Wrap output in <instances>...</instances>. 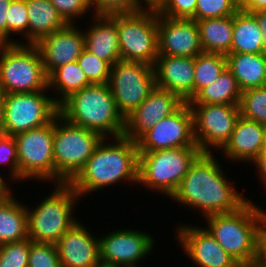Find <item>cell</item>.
<instances>
[{"label":"cell","instance_id":"1","mask_svg":"<svg viewBox=\"0 0 266 267\" xmlns=\"http://www.w3.org/2000/svg\"><path fill=\"white\" fill-rule=\"evenodd\" d=\"M217 157L214 153H201L169 200L201 213L202 218L242 207L249 198L236 189L235 182L226 175L229 170L223 168Z\"/></svg>","mask_w":266,"mask_h":267},{"label":"cell","instance_id":"2","mask_svg":"<svg viewBox=\"0 0 266 267\" xmlns=\"http://www.w3.org/2000/svg\"><path fill=\"white\" fill-rule=\"evenodd\" d=\"M110 139V140H109ZM113 139V140H112ZM112 140V141H111ZM111 141V143H110ZM138 144L125 136L104 138L92 156L68 183L82 200L103 189L122 185L138 184Z\"/></svg>","mask_w":266,"mask_h":267},{"label":"cell","instance_id":"3","mask_svg":"<svg viewBox=\"0 0 266 267\" xmlns=\"http://www.w3.org/2000/svg\"><path fill=\"white\" fill-rule=\"evenodd\" d=\"M59 114L103 138L120 137L124 133L125 118L118 111L108 84H91L72 93L59 105Z\"/></svg>","mask_w":266,"mask_h":267},{"label":"cell","instance_id":"4","mask_svg":"<svg viewBox=\"0 0 266 267\" xmlns=\"http://www.w3.org/2000/svg\"><path fill=\"white\" fill-rule=\"evenodd\" d=\"M52 186L54 190L34 206L26 204L28 238L35 243L56 244L81 219L74 214L77 203L81 202L75 190L68 183Z\"/></svg>","mask_w":266,"mask_h":267},{"label":"cell","instance_id":"5","mask_svg":"<svg viewBox=\"0 0 266 267\" xmlns=\"http://www.w3.org/2000/svg\"><path fill=\"white\" fill-rule=\"evenodd\" d=\"M256 203L249 199L234 212L203 218L204 227L239 265L259 256V212Z\"/></svg>","mask_w":266,"mask_h":267},{"label":"cell","instance_id":"6","mask_svg":"<svg viewBox=\"0 0 266 267\" xmlns=\"http://www.w3.org/2000/svg\"><path fill=\"white\" fill-rule=\"evenodd\" d=\"M199 147H181L139 152L138 184L144 191L164 194L169 199L196 158Z\"/></svg>","mask_w":266,"mask_h":267},{"label":"cell","instance_id":"7","mask_svg":"<svg viewBox=\"0 0 266 267\" xmlns=\"http://www.w3.org/2000/svg\"><path fill=\"white\" fill-rule=\"evenodd\" d=\"M103 139L99 133L72 124L58 114L54 118V184L69 183Z\"/></svg>","mask_w":266,"mask_h":267},{"label":"cell","instance_id":"8","mask_svg":"<svg viewBox=\"0 0 266 267\" xmlns=\"http://www.w3.org/2000/svg\"><path fill=\"white\" fill-rule=\"evenodd\" d=\"M42 90H48V77L38 48L31 44H0V92Z\"/></svg>","mask_w":266,"mask_h":267},{"label":"cell","instance_id":"9","mask_svg":"<svg viewBox=\"0 0 266 267\" xmlns=\"http://www.w3.org/2000/svg\"><path fill=\"white\" fill-rule=\"evenodd\" d=\"M121 60L153 66L158 57L157 10L117 14Z\"/></svg>","mask_w":266,"mask_h":267},{"label":"cell","instance_id":"10","mask_svg":"<svg viewBox=\"0 0 266 267\" xmlns=\"http://www.w3.org/2000/svg\"><path fill=\"white\" fill-rule=\"evenodd\" d=\"M18 151L19 181L54 184V119L42 127L14 136Z\"/></svg>","mask_w":266,"mask_h":267},{"label":"cell","instance_id":"11","mask_svg":"<svg viewBox=\"0 0 266 267\" xmlns=\"http://www.w3.org/2000/svg\"><path fill=\"white\" fill-rule=\"evenodd\" d=\"M47 91L4 94L5 135L15 136L42 127L59 114V105Z\"/></svg>","mask_w":266,"mask_h":267},{"label":"cell","instance_id":"12","mask_svg":"<svg viewBox=\"0 0 266 267\" xmlns=\"http://www.w3.org/2000/svg\"><path fill=\"white\" fill-rule=\"evenodd\" d=\"M109 88L121 115L126 118L155 89L153 66L119 60L111 67Z\"/></svg>","mask_w":266,"mask_h":267},{"label":"cell","instance_id":"13","mask_svg":"<svg viewBox=\"0 0 266 267\" xmlns=\"http://www.w3.org/2000/svg\"><path fill=\"white\" fill-rule=\"evenodd\" d=\"M194 138L202 153L220 154L240 117L239 105L188 104Z\"/></svg>","mask_w":266,"mask_h":267},{"label":"cell","instance_id":"14","mask_svg":"<svg viewBox=\"0 0 266 267\" xmlns=\"http://www.w3.org/2000/svg\"><path fill=\"white\" fill-rule=\"evenodd\" d=\"M98 238L100 262L119 267H139L152 254L157 244L153 234L130 227L116 228L112 232L110 230L98 235Z\"/></svg>","mask_w":266,"mask_h":267},{"label":"cell","instance_id":"15","mask_svg":"<svg viewBox=\"0 0 266 267\" xmlns=\"http://www.w3.org/2000/svg\"><path fill=\"white\" fill-rule=\"evenodd\" d=\"M139 152L198 147L193 131L192 112L185 102L176 112L157 122L138 141Z\"/></svg>","mask_w":266,"mask_h":267},{"label":"cell","instance_id":"16","mask_svg":"<svg viewBox=\"0 0 266 267\" xmlns=\"http://www.w3.org/2000/svg\"><path fill=\"white\" fill-rule=\"evenodd\" d=\"M175 238L195 267H239L203 225L179 223Z\"/></svg>","mask_w":266,"mask_h":267},{"label":"cell","instance_id":"17","mask_svg":"<svg viewBox=\"0 0 266 267\" xmlns=\"http://www.w3.org/2000/svg\"><path fill=\"white\" fill-rule=\"evenodd\" d=\"M158 55L192 57L204 52L196 20L173 19L157 12Z\"/></svg>","mask_w":266,"mask_h":267},{"label":"cell","instance_id":"18","mask_svg":"<svg viewBox=\"0 0 266 267\" xmlns=\"http://www.w3.org/2000/svg\"><path fill=\"white\" fill-rule=\"evenodd\" d=\"M184 103L176 94L155 87L145 101L125 118L123 136L137 142L157 122L176 112Z\"/></svg>","mask_w":266,"mask_h":267},{"label":"cell","instance_id":"19","mask_svg":"<svg viewBox=\"0 0 266 267\" xmlns=\"http://www.w3.org/2000/svg\"><path fill=\"white\" fill-rule=\"evenodd\" d=\"M35 46L40 52L48 77L56 68L77 61L85 49L82 27L78 24H67L64 28L41 38Z\"/></svg>","mask_w":266,"mask_h":267},{"label":"cell","instance_id":"20","mask_svg":"<svg viewBox=\"0 0 266 267\" xmlns=\"http://www.w3.org/2000/svg\"><path fill=\"white\" fill-rule=\"evenodd\" d=\"M85 225L78 220L56 243L62 267H95L100 263L98 235Z\"/></svg>","mask_w":266,"mask_h":267},{"label":"cell","instance_id":"21","mask_svg":"<svg viewBox=\"0 0 266 267\" xmlns=\"http://www.w3.org/2000/svg\"><path fill=\"white\" fill-rule=\"evenodd\" d=\"M155 86L179 96L184 102L194 97V58L158 55L153 65Z\"/></svg>","mask_w":266,"mask_h":267},{"label":"cell","instance_id":"22","mask_svg":"<svg viewBox=\"0 0 266 267\" xmlns=\"http://www.w3.org/2000/svg\"><path fill=\"white\" fill-rule=\"evenodd\" d=\"M265 134L266 125L240 116L229 141L220 150L222 157L232 163L251 164L260 155Z\"/></svg>","mask_w":266,"mask_h":267},{"label":"cell","instance_id":"23","mask_svg":"<svg viewBox=\"0 0 266 267\" xmlns=\"http://www.w3.org/2000/svg\"><path fill=\"white\" fill-rule=\"evenodd\" d=\"M92 22L86 29L82 28L85 49L111 66L121 60L117 14L91 15Z\"/></svg>","mask_w":266,"mask_h":267},{"label":"cell","instance_id":"24","mask_svg":"<svg viewBox=\"0 0 266 267\" xmlns=\"http://www.w3.org/2000/svg\"><path fill=\"white\" fill-rule=\"evenodd\" d=\"M226 60L241 92L266 85V53H229Z\"/></svg>","mask_w":266,"mask_h":267},{"label":"cell","instance_id":"25","mask_svg":"<svg viewBox=\"0 0 266 267\" xmlns=\"http://www.w3.org/2000/svg\"><path fill=\"white\" fill-rule=\"evenodd\" d=\"M26 7L28 44L35 45L41 38L67 25L50 0H26Z\"/></svg>","mask_w":266,"mask_h":267},{"label":"cell","instance_id":"26","mask_svg":"<svg viewBox=\"0 0 266 267\" xmlns=\"http://www.w3.org/2000/svg\"><path fill=\"white\" fill-rule=\"evenodd\" d=\"M230 53H266L261 29L252 13L239 9L233 15V39Z\"/></svg>","mask_w":266,"mask_h":267},{"label":"cell","instance_id":"27","mask_svg":"<svg viewBox=\"0 0 266 267\" xmlns=\"http://www.w3.org/2000/svg\"><path fill=\"white\" fill-rule=\"evenodd\" d=\"M13 193L0 202V245L28 239L26 204Z\"/></svg>","mask_w":266,"mask_h":267},{"label":"cell","instance_id":"28","mask_svg":"<svg viewBox=\"0 0 266 267\" xmlns=\"http://www.w3.org/2000/svg\"><path fill=\"white\" fill-rule=\"evenodd\" d=\"M204 52L227 55L233 39V15L196 21Z\"/></svg>","mask_w":266,"mask_h":267},{"label":"cell","instance_id":"29","mask_svg":"<svg viewBox=\"0 0 266 267\" xmlns=\"http://www.w3.org/2000/svg\"><path fill=\"white\" fill-rule=\"evenodd\" d=\"M241 94L236 78L226 67L214 82L202 88L187 103L239 105Z\"/></svg>","mask_w":266,"mask_h":267},{"label":"cell","instance_id":"30","mask_svg":"<svg viewBox=\"0 0 266 267\" xmlns=\"http://www.w3.org/2000/svg\"><path fill=\"white\" fill-rule=\"evenodd\" d=\"M91 85L84 71L79 67L77 61L56 68L48 76V90L54 92V101L60 105L72 93L80 91ZM54 89V90H53Z\"/></svg>","mask_w":266,"mask_h":267},{"label":"cell","instance_id":"31","mask_svg":"<svg viewBox=\"0 0 266 267\" xmlns=\"http://www.w3.org/2000/svg\"><path fill=\"white\" fill-rule=\"evenodd\" d=\"M227 67L226 56L202 52L194 58V96L214 82Z\"/></svg>","mask_w":266,"mask_h":267},{"label":"cell","instance_id":"32","mask_svg":"<svg viewBox=\"0 0 266 267\" xmlns=\"http://www.w3.org/2000/svg\"><path fill=\"white\" fill-rule=\"evenodd\" d=\"M7 44H28V13L26 0H12L7 13ZM12 35V36H11ZM21 36L15 40L13 36ZM25 42V43H24Z\"/></svg>","mask_w":266,"mask_h":267},{"label":"cell","instance_id":"33","mask_svg":"<svg viewBox=\"0 0 266 267\" xmlns=\"http://www.w3.org/2000/svg\"><path fill=\"white\" fill-rule=\"evenodd\" d=\"M239 110L242 118L266 125V85L242 92Z\"/></svg>","mask_w":266,"mask_h":267},{"label":"cell","instance_id":"34","mask_svg":"<svg viewBox=\"0 0 266 267\" xmlns=\"http://www.w3.org/2000/svg\"><path fill=\"white\" fill-rule=\"evenodd\" d=\"M77 63L91 84H108L112 66L107 61L84 49Z\"/></svg>","mask_w":266,"mask_h":267},{"label":"cell","instance_id":"35","mask_svg":"<svg viewBox=\"0 0 266 267\" xmlns=\"http://www.w3.org/2000/svg\"><path fill=\"white\" fill-rule=\"evenodd\" d=\"M33 241L25 239L0 245V267H28V257Z\"/></svg>","mask_w":266,"mask_h":267},{"label":"cell","instance_id":"36","mask_svg":"<svg viewBox=\"0 0 266 267\" xmlns=\"http://www.w3.org/2000/svg\"><path fill=\"white\" fill-rule=\"evenodd\" d=\"M240 9L238 0H197L195 20L234 15Z\"/></svg>","mask_w":266,"mask_h":267},{"label":"cell","instance_id":"37","mask_svg":"<svg viewBox=\"0 0 266 267\" xmlns=\"http://www.w3.org/2000/svg\"><path fill=\"white\" fill-rule=\"evenodd\" d=\"M2 165H6L5 169H9L7 170L9 173L6 175L8 180L11 183L18 182L20 184L16 140L14 136L5 135V132H0V167Z\"/></svg>","mask_w":266,"mask_h":267},{"label":"cell","instance_id":"38","mask_svg":"<svg viewBox=\"0 0 266 267\" xmlns=\"http://www.w3.org/2000/svg\"><path fill=\"white\" fill-rule=\"evenodd\" d=\"M28 267H62L54 243H35L30 247Z\"/></svg>","mask_w":266,"mask_h":267},{"label":"cell","instance_id":"39","mask_svg":"<svg viewBox=\"0 0 266 267\" xmlns=\"http://www.w3.org/2000/svg\"><path fill=\"white\" fill-rule=\"evenodd\" d=\"M50 2L67 24H77L81 17L85 19L90 13L94 15L89 0H50Z\"/></svg>","mask_w":266,"mask_h":267},{"label":"cell","instance_id":"40","mask_svg":"<svg viewBox=\"0 0 266 267\" xmlns=\"http://www.w3.org/2000/svg\"><path fill=\"white\" fill-rule=\"evenodd\" d=\"M196 6L197 0H163L156 10L169 18L195 20Z\"/></svg>","mask_w":266,"mask_h":267},{"label":"cell","instance_id":"41","mask_svg":"<svg viewBox=\"0 0 266 267\" xmlns=\"http://www.w3.org/2000/svg\"><path fill=\"white\" fill-rule=\"evenodd\" d=\"M94 15L132 13L143 7L137 0H89Z\"/></svg>","mask_w":266,"mask_h":267},{"label":"cell","instance_id":"42","mask_svg":"<svg viewBox=\"0 0 266 267\" xmlns=\"http://www.w3.org/2000/svg\"><path fill=\"white\" fill-rule=\"evenodd\" d=\"M12 0H0V44H7L6 13Z\"/></svg>","mask_w":266,"mask_h":267},{"label":"cell","instance_id":"43","mask_svg":"<svg viewBox=\"0 0 266 267\" xmlns=\"http://www.w3.org/2000/svg\"><path fill=\"white\" fill-rule=\"evenodd\" d=\"M240 2V9L248 12L255 13L258 11L266 10V0H238Z\"/></svg>","mask_w":266,"mask_h":267},{"label":"cell","instance_id":"44","mask_svg":"<svg viewBox=\"0 0 266 267\" xmlns=\"http://www.w3.org/2000/svg\"><path fill=\"white\" fill-rule=\"evenodd\" d=\"M255 167V173L258 175L260 184L263 185V188H266V155H259L252 163Z\"/></svg>","mask_w":266,"mask_h":267},{"label":"cell","instance_id":"45","mask_svg":"<svg viewBox=\"0 0 266 267\" xmlns=\"http://www.w3.org/2000/svg\"><path fill=\"white\" fill-rule=\"evenodd\" d=\"M259 256L266 261V220L259 215Z\"/></svg>","mask_w":266,"mask_h":267},{"label":"cell","instance_id":"46","mask_svg":"<svg viewBox=\"0 0 266 267\" xmlns=\"http://www.w3.org/2000/svg\"><path fill=\"white\" fill-rule=\"evenodd\" d=\"M3 175L4 174L0 172V202L4 201L9 195L14 193V188L12 189L9 187L11 185V183L9 182L10 180H7L8 178Z\"/></svg>","mask_w":266,"mask_h":267},{"label":"cell","instance_id":"47","mask_svg":"<svg viewBox=\"0 0 266 267\" xmlns=\"http://www.w3.org/2000/svg\"><path fill=\"white\" fill-rule=\"evenodd\" d=\"M252 14L256 17V19L258 21L259 27H260L261 32H262L263 41H264V44L266 47V10L258 11V12L252 13Z\"/></svg>","mask_w":266,"mask_h":267},{"label":"cell","instance_id":"48","mask_svg":"<svg viewBox=\"0 0 266 267\" xmlns=\"http://www.w3.org/2000/svg\"><path fill=\"white\" fill-rule=\"evenodd\" d=\"M239 267H266V261H264L260 256L251 259L246 263L239 265Z\"/></svg>","mask_w":266,"mask_h":267},{"label":"cell","instance_id":"49","mask_svg":"<svg viewBox=\"0 0 266 267\" xmlns=\"http://www.w3.org/2000/svg\"><path fill=\"white\" fill-rule=\"evenodd\" d=\"M163 0H137L143 8H157Z\"/></svg>","mask_w":266,"mask_h":267},{"label":"cell","instance_id":"50","mask_svg":"<svg viewBox=\"0 0 266 267\" xmlns=\"http://www.w3.org/2000/svg\"><path fill=\"white\" fill-rule=\"evenodd\" d=\"M4 94L0 92V132H4Z\"/></svg>","mask_w":266,"mask_h":267},{"label":"cell","instance_id":"51","mask_svg":"<svg viewBox=\"0 0 266 267\" xmlns=\"http://www.w3.org/2000/svg\"><path fill=\"white\" fill-rule=\"evenodd\" d=\"M265 191H266V188H265ZM266 193V192H265ZM266 196V195H265ZM258 204V205H257ZM256 204L257 206V209H258V212H259V215L264 219L266 220V208L264 209L262 207V205L260 206L259 202Z\"/></svg>","mask_w":266,"mask_h":267},{"label":"cell","instance_id":"52","mask_svg":"<svg viewBox=\"0 0 266 267\" xmlns=\"http://www.w3.org/2000/svg\"><path fill=\"white\" fill-rule=\"evenodd\" d=\"M260 155H266V134H265V137H264V141H263V145H262V149H261Z\"/></svg>","mask_w":266,"mask_h":267},{"label":"cell","instance_id":"53","mask_svg":"<svg viewBox=\"0 0 266 267\" xmlns=\"http://www.w3.org/2000/svg\"><path fill=\"white\" fill-rule=\"evenodd\" d=\"M95 267H119V266H115V265H109V264H104V263H99L97 266Z\"/></svg>","mask_w":266,"mask_h":267}]
</instances>
